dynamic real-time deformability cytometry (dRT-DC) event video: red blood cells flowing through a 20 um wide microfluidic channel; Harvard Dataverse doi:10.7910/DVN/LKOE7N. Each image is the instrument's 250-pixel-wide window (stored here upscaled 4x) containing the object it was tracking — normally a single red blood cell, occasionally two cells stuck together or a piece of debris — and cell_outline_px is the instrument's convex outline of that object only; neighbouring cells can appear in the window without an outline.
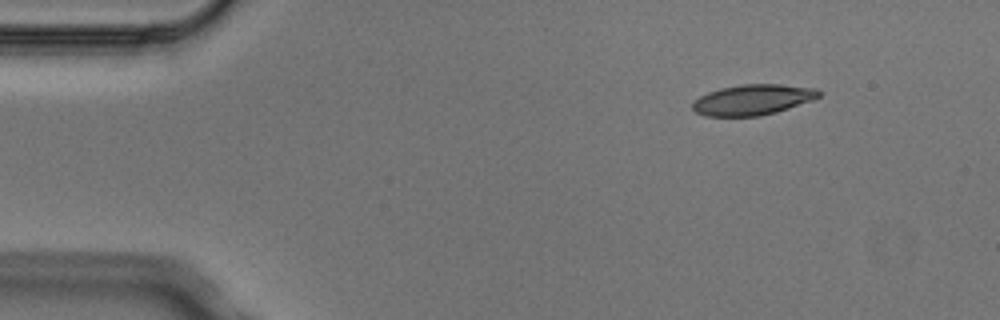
{"species": "Egyptian fruit bat (a non-hibernating species)", "species_latin": "Rousettus aegyptiacus", "temperature_condition": "cold", "stored_images_in_passage": 5, "camera_frame_rate_fps": 3000, "um_per_image_px": 0.085, "animal": {"sex": "male"}, "frame": {"image": 1, "passage_image": 2, "time_ms": 0.333, "image_size_px": [1000, 320], "cell_outline_px": [[820, 96], [816, 100], [776, 112], [760, 116], [704, 116], [696, 112], [692, 108], [692, 104], [700, 96], [708, 92], [720, 88], [744, 84], [780, 84], [816, 88], [820, 92]], "centroid_in_image_um": [64.02, 8.48], "position_along_channel_um": 21.0, "area_um2": 22.6}}
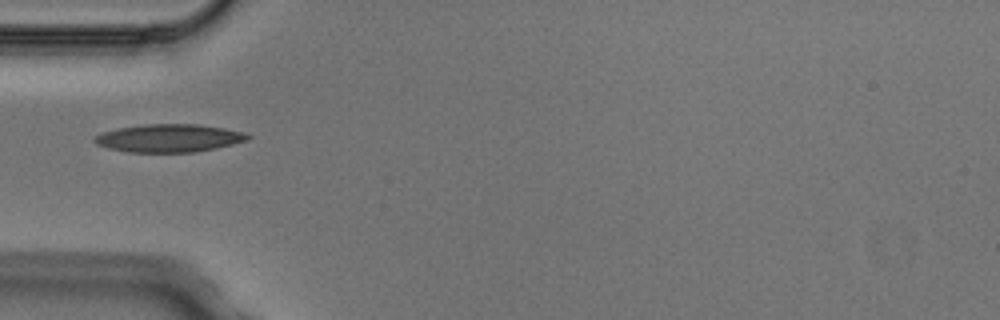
{"frame": {"image": 2, "passage_image": 5, "time_ms": 1.333, "image_size_px": [1000, 320], "cell_outline_px": [[252, 136], [248, 140], [216, 148], [196, 152], [128, 152], [108, 148], [96, 144], [92, 140], [100, 132], [120, 128], [144, 124], [200, 124], [224, 128], [244, 132]], "centroid_in_image_um": [14.37, 11.74], "position_along_channel_um": 70.6, "area_um2": 25.03}}